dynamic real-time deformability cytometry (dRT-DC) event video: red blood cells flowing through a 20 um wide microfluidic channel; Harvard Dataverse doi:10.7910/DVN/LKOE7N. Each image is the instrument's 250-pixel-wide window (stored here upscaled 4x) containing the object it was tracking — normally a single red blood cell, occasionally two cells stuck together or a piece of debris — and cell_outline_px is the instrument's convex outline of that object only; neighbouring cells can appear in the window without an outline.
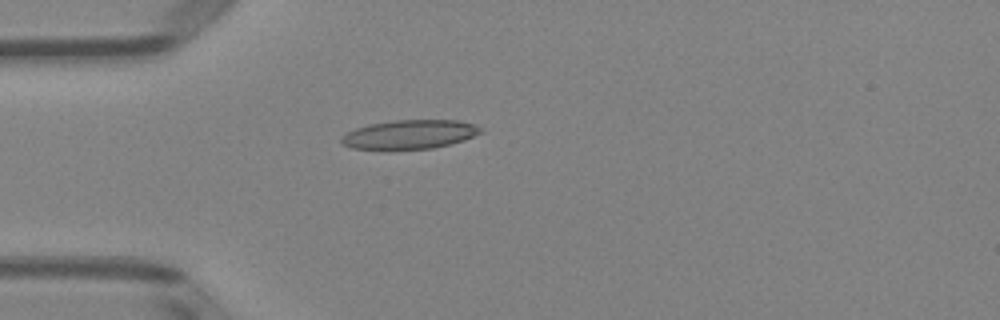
{"species": "Egyptian fruit bat (a non-hibernating species)", "species_latin": "Rousettus aegyptiacus", "temperature_condition": "room temperature", "stored_images_in_passage": 38, "camera_frame_rate_fps": 3000, "um_per_image_px": 0.085, "animal": {"sex": "female"}, "frame": {"image": 1, "passage_image": 1, "time_ms": 0.0, "image_size_px": [1000, 320], "cell_outline_px": [[484, 132], [464, 140], [452, 144], [432, 148], [388, 152], [352, 148], [344, 144], [340, 140], [340, 136], [356, 128], [368, 124], [396, 120], [460, 120], [476, 124]], "centroid_in_image_um": [34.8, 11.46], "position_along_channel_um": 50.2, "area_um2": 24.45}}
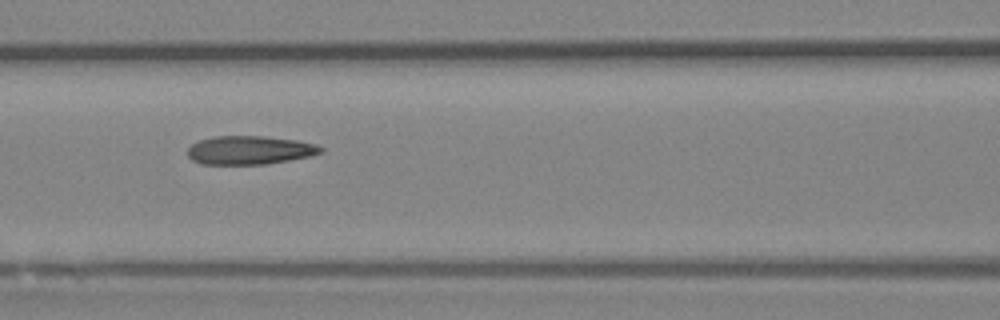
{"frame": {"image": 2, "passage_image": 9, "time_ms": 2.667, "image_size_px": [1000, 320], "cell_outline_px": [[324, 152], [312, 156], [264, 164], [200, 164], [192, 160], [188, 156], [188, 148], [192, 144], [200, 140], [216, 136], [264, 136], [296, 140], [316, 144], [324, 148]], "centroid_in_image_um": [21.25, 12.76], "position_along_channel_um": 145.4, "area_um2": 22.2}}
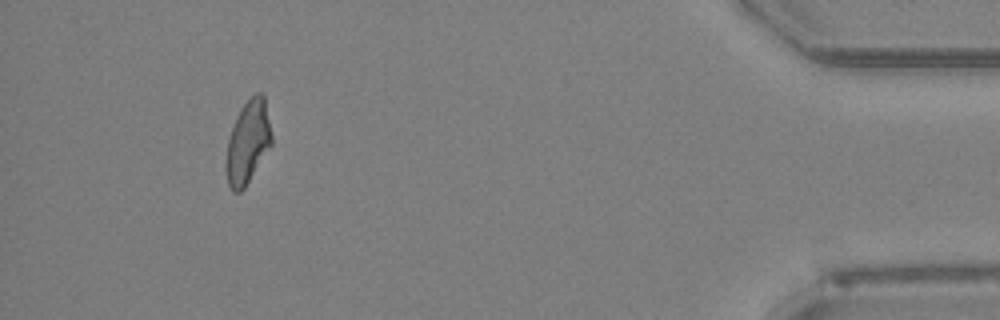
{"frame": {"image": 3, "passage_image": 34, "time_ms": 11.0, "image_size_px": [1000, 320], "cell_outline_px": [[272, 144], [244, 188], [240, 192], [232, 192], [228, 184], [224, 164], [228, 140], [236, 116], [240, 108], [256, 92], [260, 92], [264, 96], [272, 136]], "centroid_in_image_um": [21.05, 12.1], "position_along_channel_um": 414.2, "area_um2": 21.96}, "authors_computed_cell_mechanics": {"area_um2": 22.3397, "velocity_mm_per_s": 3.982, "shape_relaxation_time_tau1_ms": 4.3249, "shape_relaxation_time_tau2_ms": 2.4549, "deformation_change_tau1": 0.1686, "deformation_change_tau2": 0.1205}}